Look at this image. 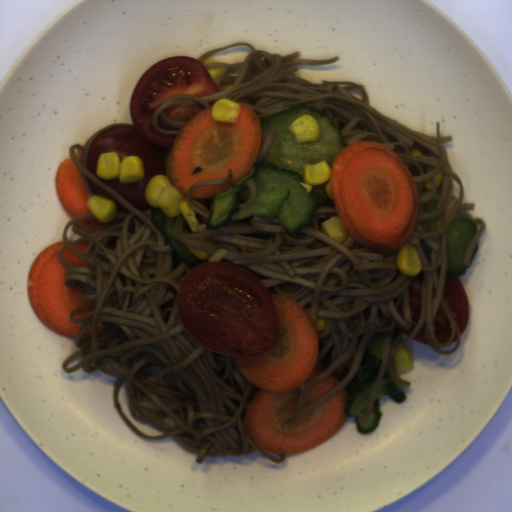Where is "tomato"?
<instances>
[{
	"mask_svg": "<svg viewBox=\"0 0 512 512\" xmlns=\"http://www.w3.org/2000/svg\"><path fill=\"white\" fill-rule=\"evenodd\" d=\"M176 311L195 340L229 357L263 354L278 341L280 326L267 287L232 263L207 261L187 272Z\"/></svg>",
	"mask_w": 512,
	"mask_h": 512,
	"instance_id": "512abeb7",
	"label": "tomato"
},
{
	"mask_svg": "<svg viewBox=\"0 0 512 512\" xmlns=\"http://www.w3.org/2000/svg\"><path fill=\"white\" fill-rule=\"evenodd\" d=\"M442 300L462 336L469 320V302L464 286L458 276L454 275L450 279H446Z\"/></svg>",
	"mask_w": 512,
	"mask_h": 512,
	"instance_id": "590e3db6",
	"label": "tomato"
},
{
	"mask_svg": "<svg viewBox=\"0 0 512 512\" xmlns=\"http://www.w3.org/2000/svg\"><path fill=\"white\" fill-rule=\"evenodd\" d=\"M204 110H206L205 106L200 104H175L165 108L163 114L175 122L189 121L196 114Z\"/></svg>",
	"mask_w": 512,
	"mask_h": 512,
	"instance_id": "8d92a7de",
	"label": "tomato"
},
{
	"mask_svg": "<svg viewBox=\"0 0 512 512\" xmlns=\"http://www.w3.org/2000/svg\"><path fill=\"white\" fill-rule=\"evenodd\" d=\"M408 294L410 299V314L412 317L413 325L410 329H405L396 319L395 323L399 331L409 337L414 331L422 312V283L418 278L414 280L409 286Z\"/></svg>",
	"mask_w": 512,
	"mask_h": 512,
	"instance_id": "269afe34",
	"label": "tomato"
},
{
	"mask_svg": "<svg viewBox=\"0 0 512 512\" xmlns=\"http://www.w3.org/2000/svg\"><path fill=\"white\" fill-rule=\"evenodd\" d=\"M435 338L441 344L449 342L453 330L445 314L439 309L433 322Z\"/></svg>",
	"mask_w": 512,
	"mask_h": 512,
	"instance_id": "978c3c59",
	"label": "tomato"
},
{
	"mask_svg": "<svg viewBox=\"0 0 512 512\" xmlns=\"http://www.w3.org/2000/svg\"><path fill=\"white\" fill-rule=\"evenodd\" d=\"M412 339L417 340L420 343H424V344L428 345L426 330H425V322L423 323L420 331Z\"/></svg>",
	"mask_w": 512,
	"mask_h": 512,
	"instance_id": "46de05ee",
	"label": "tomato"
},
{
	"mask_svg": "<svg viewBox=\"0 0 512 512\" xmlns=\"http://www.w3.org/2000/svg\"><path fill=\"white\" fill-rule=\"evenodd\" d=\"M222 92L212 79L208 67L192 56H173L155 62L137 81L129 108L134 127L117 126L99 132L89 145L86 170L111 188L138 210L151 206L145 198L147 184L156 176L166 175L163 157L155 146L172 149L179 134L165 135L152 124L155 111L176 95L205 97ZM116 151L121 160L139 156L144 164L145 177L132 184H121L118 179L102 180L95 166L100 153Z\"/></svg>",
	"mask_w": 512,
	"mask_h": 512,
	"instance_id": "da07e99c",
	"label": "tomato"
},
{
	"mask_svg": "<svg viewBox=\"0 0 512 512\" xmlns=\"http://www.w3.org/2000/svg\"><path fill=\"white\" fill-rule=\"evenodd\" d=\"M88 185L90 187V190L93 195H99V196H105L109 199H111L116 206V213H127L129 210L124 207L115 197H113L111 194H109L106 190H104L101 186H99L97 183L92 181L87 177Z\"/></svg>",
	"mask_w": 512,
	"mask_h": 512,
	"instance_id": "88470153",
	"label": "tomato"
},
{
	"mask_svg": "<svg viewBox=\"0 0 512 512\" xmlns=\"http://www.w3.org/2000/svg\"><path fill=\"white\" fill-rule=\"evenodd\" d=\"M157 123H158V126L164 130H171V131H179L181 130L180 127H175V126H172V125H169L167 124L162 118L161 116H157Z\"/></svg>",
	"mask_w": 512,
	"mask_h": 512,
	"instance_id": "a4742009",
	"label": "tomato"
}]
</instances>
